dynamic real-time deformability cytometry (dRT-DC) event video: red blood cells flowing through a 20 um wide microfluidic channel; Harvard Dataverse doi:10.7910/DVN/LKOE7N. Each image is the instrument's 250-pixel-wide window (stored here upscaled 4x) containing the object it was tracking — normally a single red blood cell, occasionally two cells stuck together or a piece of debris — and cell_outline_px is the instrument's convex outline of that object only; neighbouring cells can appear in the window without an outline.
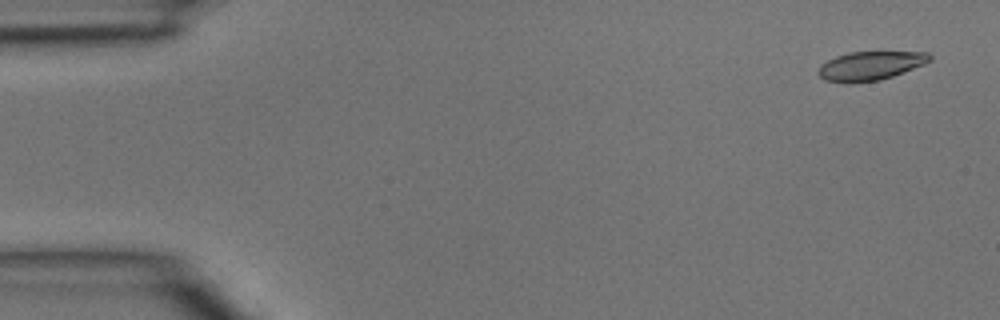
{"species": "common noctule bat (a hibernating species)", "species_latin": "Nyctalus noctula", "temperature_condition": "room temperature", "stored_images_in_passage": 45, "camera_frame_rate_fps": 3000, "um_per_image_px": 0.085, "animal": {"sex": "male", "body_mass_g": 15.6}, "frame": {"image": 1, "passage_image": 2, "time_ms": 0.333, "image_size_px": [1000, 320], "cell_outline_px": [[932, 60], [924, 64], [892, 76], [880, 80], [848, 84], [824, 80], [816, 72], [820, 64], [836, 56], [848, 52], [928, 52], [932, 56]], "centroid_in_image_um": [73.94, 5.6], "position_along_channel_um": 11.1, "area_um2": 18.9}}
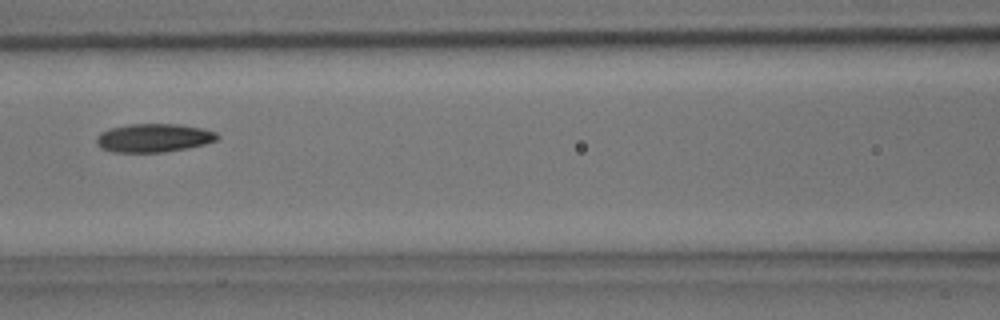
{"frame": {"image": 2, "passage_image": 20, "time_ms": 6.333, "image_size_px": [1000, 320], "cell_outline_px": [[220, 136], [216, 140], [204, 144], [188, 148], [164, 152], [112, 152], [100, 148], [96, 144], [96, 136], [100, 132], [112, 128], [128, 124], [180, 124], [204, 128], [216, 132]], "centroid_in_image_um": [13.06, 11.72], "position_along_channel_um": 153.5, "area_um2": 20.23}}
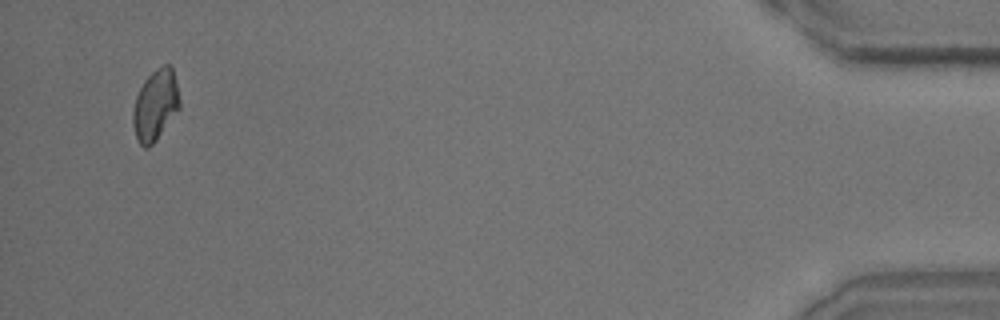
{"frame": {"image": 3, "passage_image": 44, "time_ms": 14.333, "image_size_px": [1000, 320], "cell_outline_px": [[180, 108], [156, 140], [148, 148], [144, 148], [136, 140], [132, 124], [132, 112], [136, 96], [144, 80], [156, 68], [164, 64], [168, 64], [172, 68], [180, 100]], "centroid_in_image_um": [13.19, 8.96], "position_along_channel_um": 422.0, "area_um2": 19.31}}